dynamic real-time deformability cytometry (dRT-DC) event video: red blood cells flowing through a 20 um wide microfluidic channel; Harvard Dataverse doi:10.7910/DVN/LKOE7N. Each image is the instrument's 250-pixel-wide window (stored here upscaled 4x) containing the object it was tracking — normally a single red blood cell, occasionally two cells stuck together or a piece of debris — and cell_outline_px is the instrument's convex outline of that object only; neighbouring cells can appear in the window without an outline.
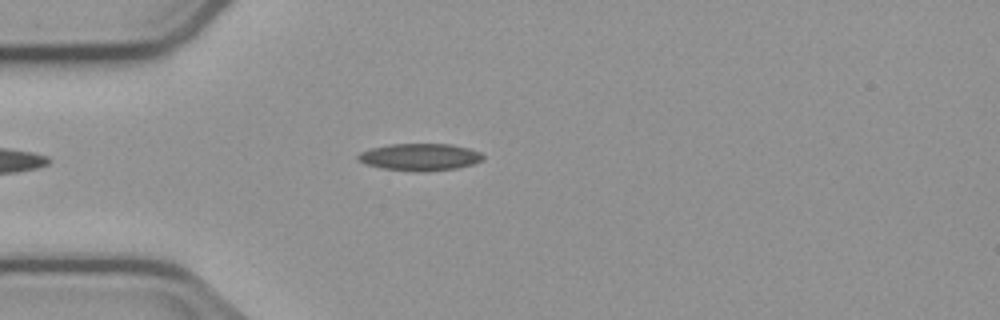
{"species": "common noctule bat (a hibernating species)", "species_latin": "Nyctalus noctula", "temperature_condition": "cold", "stored_images_in_passage": 3, "camera_frame_rate_fps": 3000, "um_per_image_px": 0.085, "animal": {"sex": "male", "body_mass_g": 23.1, "forearm_length_mm": 52.7}, "frame": {"image": 1, "passage_image": 3, "time_ms": 2.333, "image_size_px": [1000, 320], "cell_outline_px": [[484, 156], [480, 160], [472, 164], [456, 168], [424, 172], [412, 172], [384, 168], [368, 164], [356, 160], [356, 156], [360, 152], [372, 148], [392, 144], [452, 144], [468, 148], [480, 152]], "centroid_in_image_um": [35.67, 13.35], "position_along_channel_um": 49.3, "area_um2": 19.65}}